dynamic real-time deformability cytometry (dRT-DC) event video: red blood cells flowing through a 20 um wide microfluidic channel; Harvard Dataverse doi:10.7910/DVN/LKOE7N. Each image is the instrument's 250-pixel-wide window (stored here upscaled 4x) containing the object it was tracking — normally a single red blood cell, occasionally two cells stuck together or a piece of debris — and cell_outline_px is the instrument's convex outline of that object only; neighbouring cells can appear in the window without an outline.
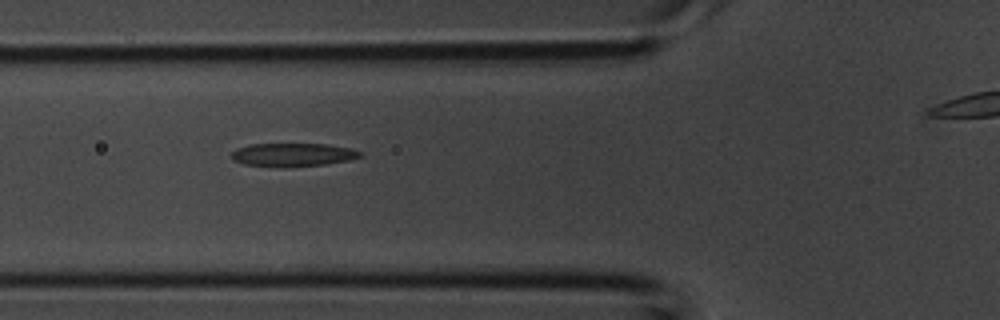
{"species": "common noctule bat (a hibernating species)", "species_latin": "Nyctalus noctula", "temperature_condition": "room temperature", "stored_images_in_passage": 25, "camera_frame_rate_fps": 3000, "um_per_image_px": 0.085, "animal": {"sex": "male", "body_mass_g": 20.1, "forearm_length_mm": 53.5}, "frame": {"image": 1, "passage_image": 5, "time_ms": 1.333, "image_size_px": [1000, 320], "cell_outline_px": [[364, 156], [348, 160], [324, 164], [244, 164], [232, 160], [228, 156], [236, 148], [248, 144], [328, 144], [352, 148], [364, 152]], "centroid_in_image_um": [24.93, 13.09], "position_along_channel_um": 100.9, "area_um2": 16.76}}
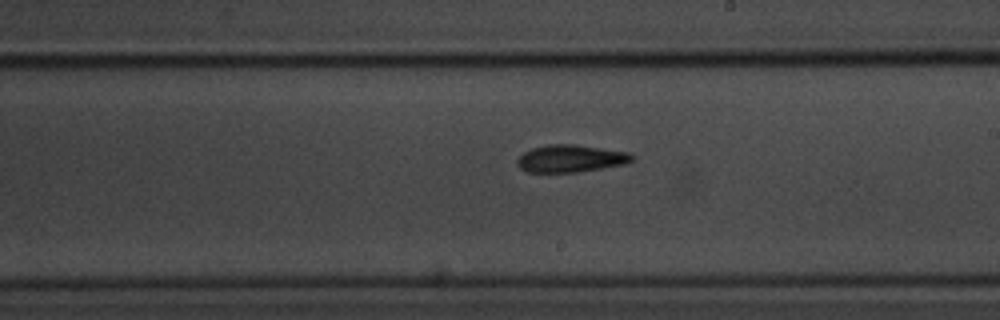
{"frame": {"image": 2, "passage_image": 13, "time_ms": 4.0, "image_size_px": [1000, 320], "cell_outline_px": [[632, 160], [628, 164], [576, 172], [528, 172], [520, 168], [516, 164], [516, 160], [524, 152], [532, 148], [548, 144], [572, 144], [628, 152], [632, 156]], "centroid_in_image_um": [48.48, 13.48], "position_along_channel_um": 240.5, "area_um2": 18.21}}
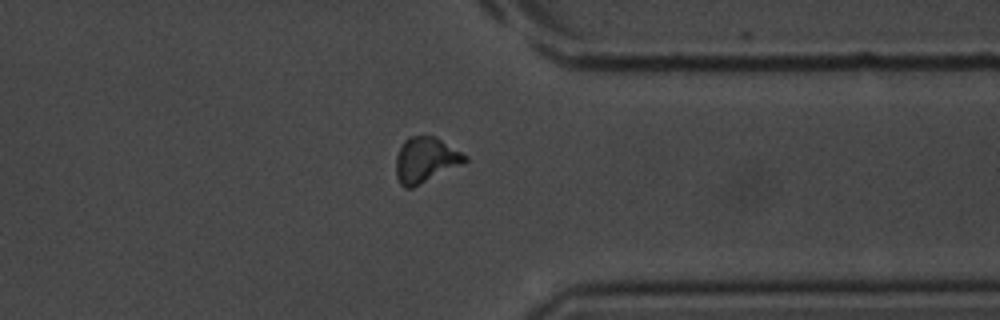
{"frame": {"image": 3, "passage_image": 21, "time_ms": 6.667, "image_size_px": [1000, 320], "cell_outline_px": [[468, 160], [464, 164], [412, 188], [404, 188], [400, 184], [396, 176], [396, 156], [404, 140], [408, 136], [436, 136], [468, 156]], "centroid_in_image_um": [36.18, 13.6], "position_along_channel_um": 375.2, "area_um2": 18.44}}